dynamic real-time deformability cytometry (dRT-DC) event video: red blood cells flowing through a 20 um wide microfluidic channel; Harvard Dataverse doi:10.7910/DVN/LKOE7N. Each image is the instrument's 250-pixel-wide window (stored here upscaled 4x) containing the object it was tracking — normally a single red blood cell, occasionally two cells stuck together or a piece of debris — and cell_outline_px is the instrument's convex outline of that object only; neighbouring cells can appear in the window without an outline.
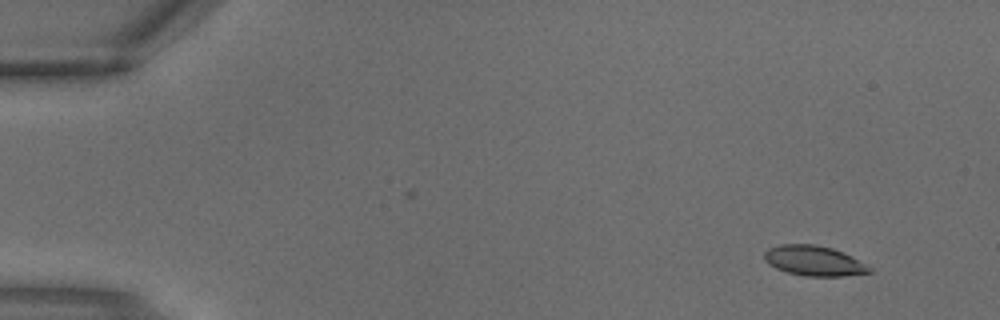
{"species": "common noctule bat (a hibernating species)", "species_latin": "Nyctalus noctula", "temperature_condition": "warm", "stored_images_in_passage": 2, "camera_frame_rate_fps": 3000, "um_per_image_px": 0.085, "animal": {"sex": "male", "body_mass_g": 18.8}, "frame": {"image": 1, "passage_image": 1, "time_ms": 0.0, "image_size_px": [1000, 320], "cell_outline_px": [[872, 272], [844, 276], [804, 276], [788, 272], [776, 268], [768, 264], [764, 260], [764, 252], [768, 248], [780, 244], [816, 244], [832, 248], [844, 252], [852, 256], [872, 268]], "centroid_in_image_um": [69.18, 22.16], "position_along_channel_um": 15.8, "area_um2": 18.55}}
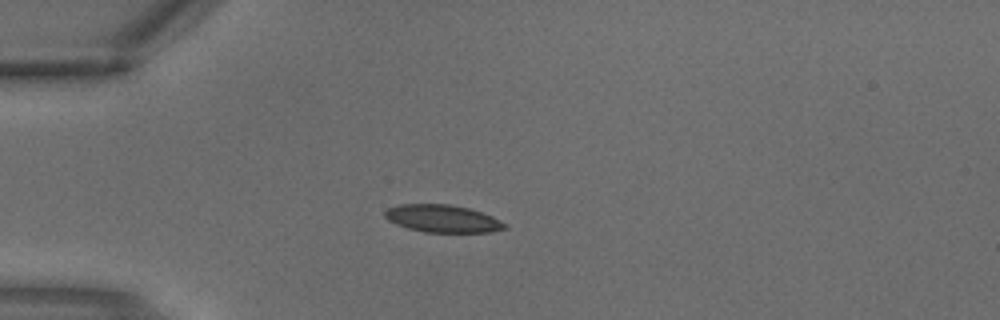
{"frame": {"image": 2, "passage_image": 2, "time_ms": 0.333, "image_size_px": [1000, 320], "cell_outline_px": [[508, 228], [492, 232], [424, 232], [408, 228], [396, 224], [388, 220], [384, 216], [384, 212], [388, 208], [400, 204], [448, 204], [468, 208], [492, 216], [508, 224]], "centroid_in_image_um": [37.63, 18.58], "position_along_channel_um": 47.4, "area_um2": 19.25}}